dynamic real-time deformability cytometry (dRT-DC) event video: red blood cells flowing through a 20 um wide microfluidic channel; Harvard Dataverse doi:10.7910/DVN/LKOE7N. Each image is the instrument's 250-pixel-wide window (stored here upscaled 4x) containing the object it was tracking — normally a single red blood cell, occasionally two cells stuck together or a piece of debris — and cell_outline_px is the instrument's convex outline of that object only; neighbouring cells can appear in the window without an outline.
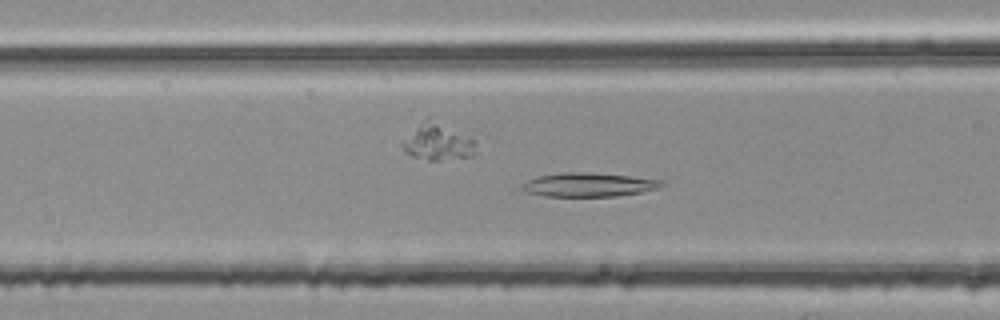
{"species": "common noctule bat (a hibernating species)", "species_latin": "Nyctalus noctula", "temperature_condition": "room temperature", "stored_images_in_passage": 51, "camera_frame_rate_fps": 3000, "um_per_image_px": 0.085, "animal": {"sex": "female", "body_mass_g": 25.1}, "frame": {"image": 1, "passage_image": 19, "time_ms": 6.0, "image_size_px": [1000, 320], "cell_outline_px": [[664, 184], [656, 188], [640, 192], [616, 196], [544, 196], [524, 192], [520, 188], [528, 180], [540, 176], [560, 172], [580, 172], [628, 176], [660, 180]], "centroid_in_image_um": [49.96, 15.71], "position_along_channel_um": 116.6, "area_um2": 19.02}}
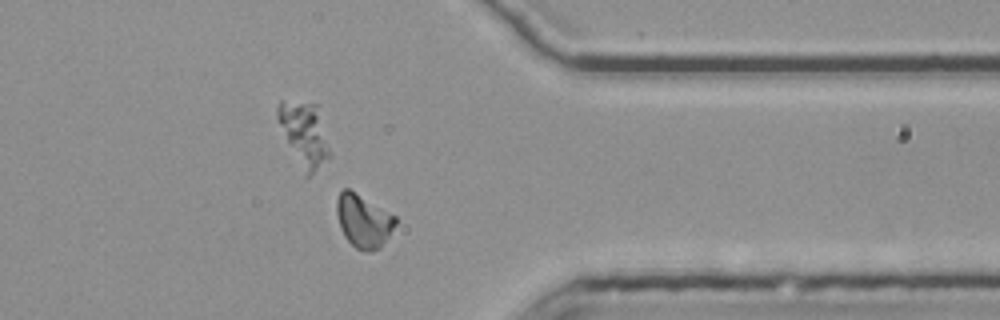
{"frame": {"image": 2, "passage_image": 41, "time_ms": 13.333, "image_size_px": [1000, 320], "cell_outline_px": [[396, 224], [380, 248], [372, 252], [364, 252], [356, 248], [344, 236], [340, 228], [336, 212], [336, 200], [340, 192], [344, 188], [348, 188], [396, 216]], "centroid_in_image_um": [30.88, 18.79], "position_along_channel_um": 380.5, "area_um2": 18.15}}
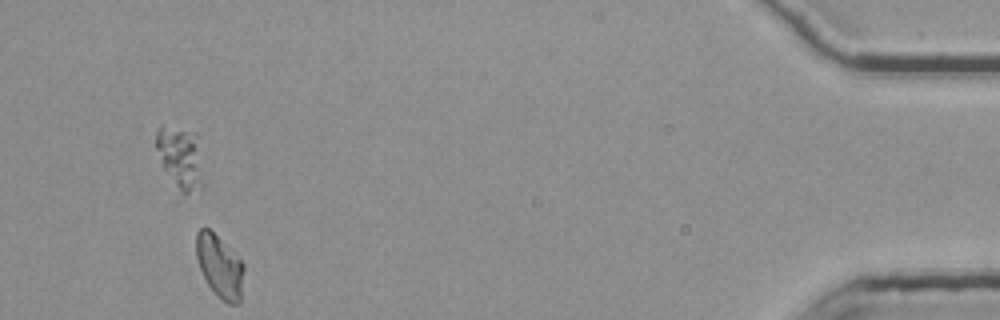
{"frame": {"image": 3, "passage_image": 49, "time_ms": 16.0, "image_size_px": [1000, 320], "cell_outline_px": [[244, 268], [240, 304], [228, 304], [208, 284], [200, 268], [196, 256], [196, 232], [200, 228], [208, 228], [244, 264]], "centroid_in_image_um": [18.67, 22.64], "position_along_channel_um": 416.5, "area_um2": 16.82}, "authors_computed_cell_mechanics": {"area_um2": 18.4382, "velocity_mm_per_s": 3.7433, "shape_relaxation_time_tau1_ms": null, "shape_relaxation_time_tau2_ms": 5.551, "deformation_change_tau1": null, "deformation_change_tau2": 0.1334}}